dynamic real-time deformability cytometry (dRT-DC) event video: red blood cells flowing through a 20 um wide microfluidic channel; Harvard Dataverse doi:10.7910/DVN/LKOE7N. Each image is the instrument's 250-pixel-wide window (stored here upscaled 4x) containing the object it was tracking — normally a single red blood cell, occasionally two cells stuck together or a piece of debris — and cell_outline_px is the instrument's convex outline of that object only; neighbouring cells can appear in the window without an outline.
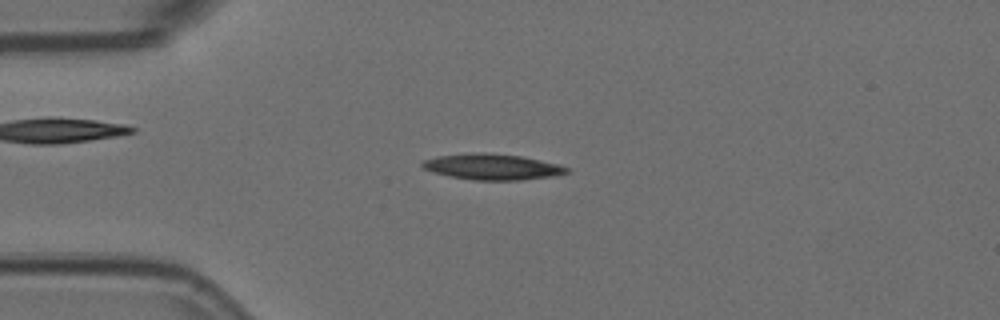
{"species": "Egyptian fruit bat (a non-hibernating species)", "species_latin": "Rousettus aegyptiacus", "temperature_condition": "room temperature", "stored_images_in_passage": 8, "camera_frame_rate_fps": 3000, "um_per_image_px": 0.085, "animal": {"sex": "female"}, "frame": {"image": 1, "passage_image": 4, "time_ms": 1.0, "image_size_px": [1000, 320], "cell_outline_px": [[568, 172], [552, 176], [520, 180], [476, 180], [448, 176], [432, 172], [424, 168], [420, 164], [424, 160], [440, 156], [472, 152], [484, 152], [520, 156], [540, 160], [556, 164], [568, 168]], "centroid_in_image_um": [41.8, 14.18], "position_along_channel_um": 43.2, "area_um2": 21.5}}
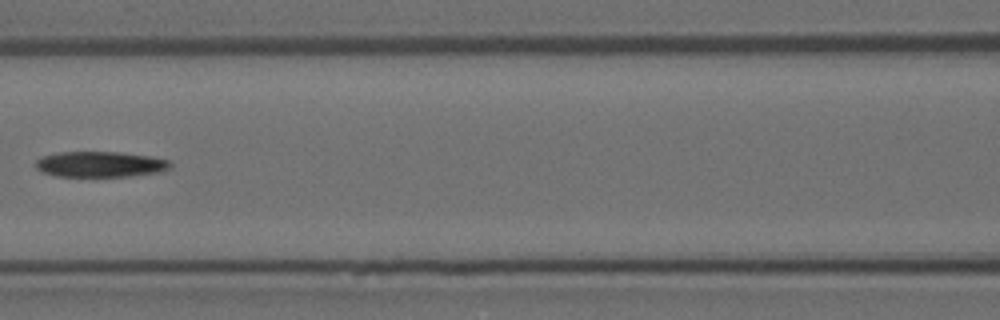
{"frame": {"image": 2, "passage_image": 7, "time_ms": 2.0, "image_size_px": [1000, 320], "cell_outline_px": [[172, 164], [168, 168], [160, 172], [128, 176], [56, 176], [44, 172], [36, 168], [36, 160], [44, 156], [60, 152], [120, 152], [152, 156], [172, 160]], "centroid_in_image_um": [8.58, 13.95], "position_along_channel_um": 158.0, "area_um2": 20.06}}
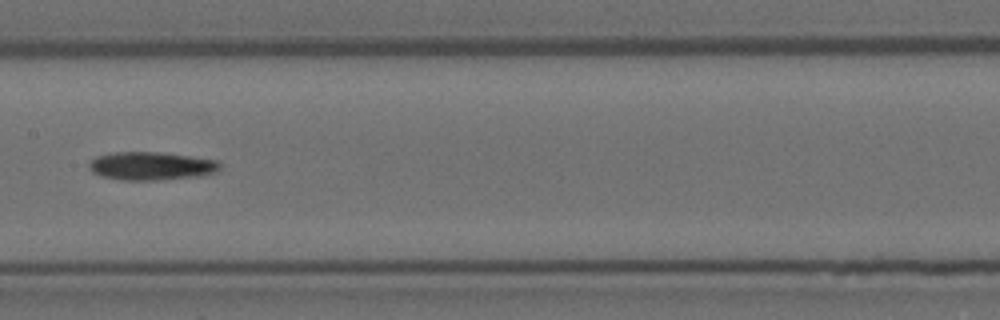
{"frame": {"image": 3, "passage_image": 8, "time_ms": 2.333, "image_size_px": [1000, 320], "cell_outline_px": [[220, 168], [216, 172], [200, 176], [160, 180], [124, 180], [100, 176], [92, 172], [88, 168], [88, 164], [96, 156], [112, 152], [160, 152], [216, 160], [220, 164]], "centroid_in_image_um": [12.82, 14.11], "position_along_channel_um": 194.6, "area_um2": 21.56}}